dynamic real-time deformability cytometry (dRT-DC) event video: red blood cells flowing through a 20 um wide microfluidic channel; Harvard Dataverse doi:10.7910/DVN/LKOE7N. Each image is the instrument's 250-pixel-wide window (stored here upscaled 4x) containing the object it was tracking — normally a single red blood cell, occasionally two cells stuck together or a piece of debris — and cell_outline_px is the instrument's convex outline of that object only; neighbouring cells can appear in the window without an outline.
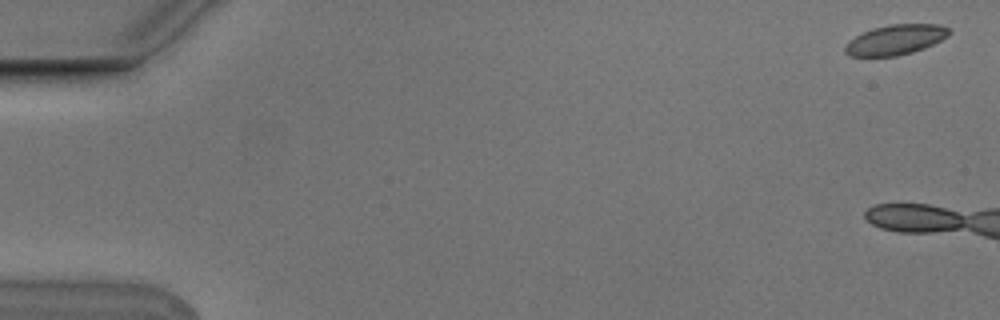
{"species": "Egyptian fruit bat (a non-hibernating species)", "species_latin": "Rousettus aegyptiacus", "temperature_condition": "cold", "stored_images_in_passage": 4, "camera_frame_rate_fps": 3000, "um_per_image_px": 0.085, "animal": {"sex": "male"}, "frame": {"image": 1, "passage_image": 1, "time_ms": 0.0, "image_size_px": [1000, 320], "cell_outline_px": [[952, 32], [948, 36], [924, 48], [912, 52], [896, 56], [848, 56], [844, 52], [844, 48], [848, 40], [872, 28], [888, 24], [940, 24], [948, 28]], "centroid_in_image_um": [76.1, 3.37], "position_along_channel_um": 8.9, "area_um2": 18.26}}